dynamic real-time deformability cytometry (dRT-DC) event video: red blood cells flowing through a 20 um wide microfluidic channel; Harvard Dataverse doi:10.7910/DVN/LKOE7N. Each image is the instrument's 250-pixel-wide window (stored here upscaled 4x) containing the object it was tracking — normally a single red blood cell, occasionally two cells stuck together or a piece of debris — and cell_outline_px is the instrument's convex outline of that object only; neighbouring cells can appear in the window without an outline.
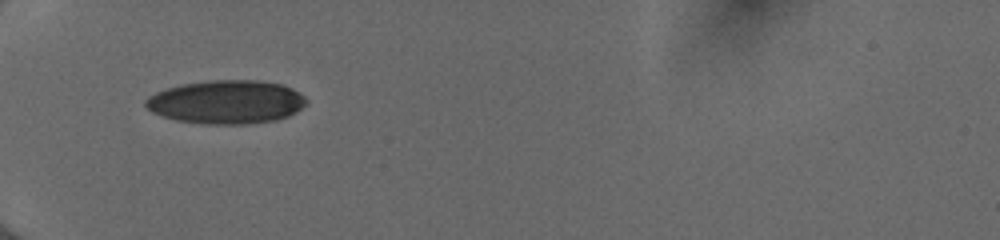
{"species": "human", "species_latin": "Homo sapiens", "temperature_condition": "cold", "stored_images_in_passage": 34, "camera_frame_rate_fps": 3000, "um_per_image_px": 0.085, "donor": {"sex": "female"}, "frame": {"image": 1, "passage_image": 1, "time_ms": 0.0, "image_size_px": [1000, 240], "cell_outline_px": [[308, 100], [296, 112], [288, 116], [276, 120], [248, 124], [208, 124], [176, 120], [152, 112], [144, 104], [144, 100], [148, 96], [156, 92], [180, 84], [208, 80], [260, 80], [280, 84], [292, 88], [300, 92]], "centroid_in_image_um": [19.25, 8.66], "position_along_channel_um": 65.8, "area_um2": 40.86}}
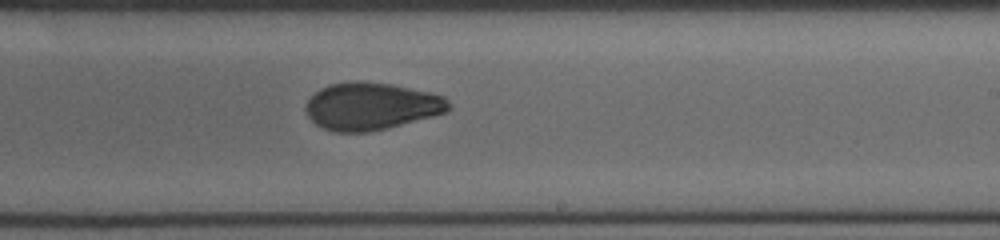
{"frame": {"image": 2, "passage_image": 16, "time_ms": 5.0, "image_size_px": [1000, 240], "cell_outline_px": [[452, 108], [448, 112], [368, 132], [336, 132], [324, 128], [316, 124], [304, 112], [304, 104], [320, 88], [328, 84], [356, 80], [360, 80], [392, 84], [428, 92], [444, 96], [452, 104]], "centroid_in_image_um": [31.54, 9.01], "position_along_channel_um": 257.5, "area_um2": 39.54}}
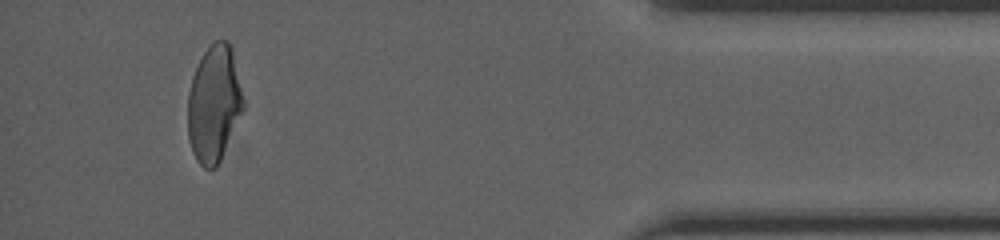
{"frame": {"image": 3, "passage_image": 31, "time_ms": 10.0, "image_size_px": [1000, 240], "cell_outline_px": [[244, 108], [220, 160], [216, 168], [204, 168], [196, 160], [192, 152], [188, 136], [188, 92], [192, 76], [204, 52], [216, 40], [228, 40], [232, 48], [244, 100]], "centroid_in_image_um": [18.19, 8.82], "position_along_channel_um": 417.0, "area_um2": 37.57}, "authors_computed_cell_mechanics": {"area_um2": 39.4196, "velocity_mm_per_s": 4.0436, "shape_relaxation_time_tau1_ms": 6.7147, "shape_relaxation_time_tau2_ms": 2.0346, "deformation_change_tau1": 0.1894, "deformation_change_tau2": 0.0685}}